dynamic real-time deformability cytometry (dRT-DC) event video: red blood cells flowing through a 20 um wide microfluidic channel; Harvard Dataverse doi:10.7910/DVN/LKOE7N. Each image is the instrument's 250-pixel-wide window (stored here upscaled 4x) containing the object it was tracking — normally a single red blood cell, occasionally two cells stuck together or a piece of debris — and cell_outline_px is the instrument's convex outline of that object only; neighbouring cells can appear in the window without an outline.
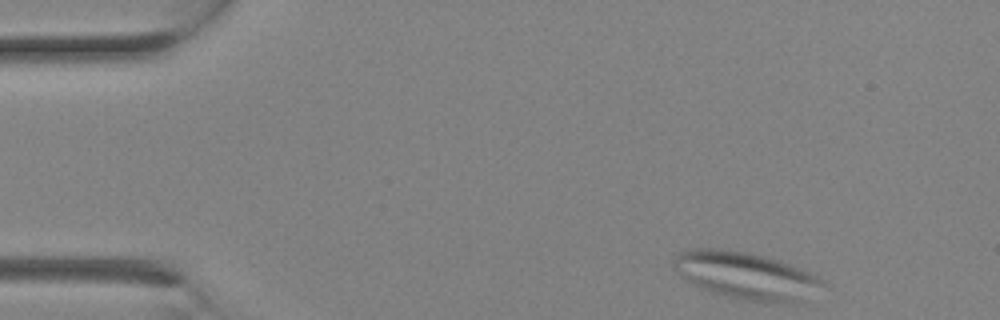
{"species": "Egyptian fruit bat (a non-hibernating species)", "species_latin": "Rousettus aegyptiacus", "temperature_condition": "room temperature", "stored_images_in_passage": 12, "camera_frame_rate_fps": 3000, "um_per_image_px": 0.085, "animal": {"sex": "female"}, "frame": {"image": 1, "passage_image": 1, "time_ms": 0.0, "image_size_px": [1000, 320], "cell_outline_px": [[824, 284], [792, 300], [744, 300], [712, 292], [700, 288], [680, 276], [672, 264], [672, 260], [680, 252], [688, 248], [720, 248], [744, 252], [764, 256], [800, 268], [820, 276]], "centroid_in_image_um": [63.23, 23.35], "position_along_channel_um": 21.8, "area_um2": 39.3}}
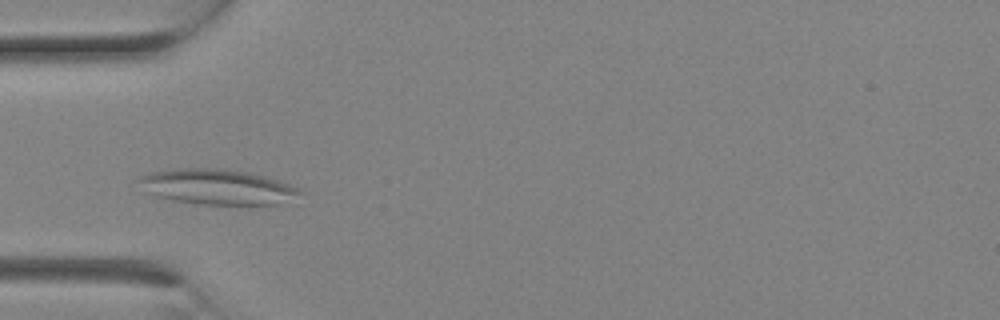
{"frame": {"image": 2, "passage_image": 6, "time_ms": 1.667, "image_size_px": [1000, 320], "cell_outline_px": [[304, 192], [276, 204], [248, 208], [196, 204], [156, 196], [144, 192], [136, 180], [140, 176], [152, 172], [172, 168], [224, 168], [248, 172], [280, 180], [300, 188]], "centroid_in_image_um": [18.47, 15.91], "position_along_channel_um": 66.5, "area_um2": 34.33}}
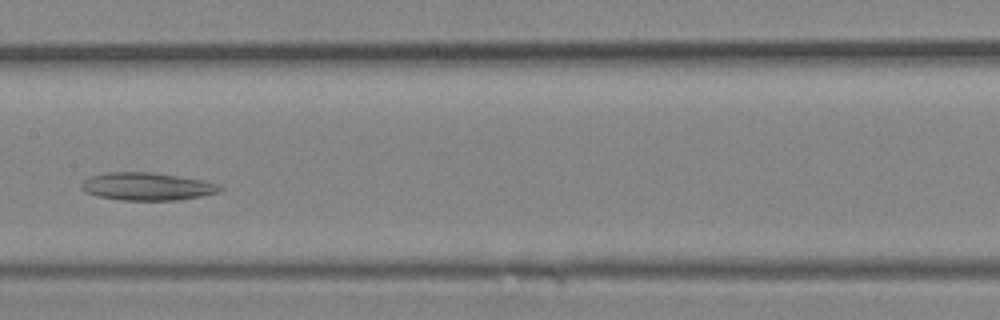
{"frame": {"image": 3, "passage_image": 11, "time_ms": 3.333, "image_size_px": [1000, 320], "cell_outline_px": [[224, 188], [220, 192], [180, 200], [120, 200], [96, 196], [84, 192], [80, 188], [80, 184], [84, 180], [92, 176], [108, 172], [152, 172], [204, 180], [220, 184]], "centroid_in_image_um": [12.51, 15.85], "position_along_channel_um": 194.9, "area_um2": 22.6}}